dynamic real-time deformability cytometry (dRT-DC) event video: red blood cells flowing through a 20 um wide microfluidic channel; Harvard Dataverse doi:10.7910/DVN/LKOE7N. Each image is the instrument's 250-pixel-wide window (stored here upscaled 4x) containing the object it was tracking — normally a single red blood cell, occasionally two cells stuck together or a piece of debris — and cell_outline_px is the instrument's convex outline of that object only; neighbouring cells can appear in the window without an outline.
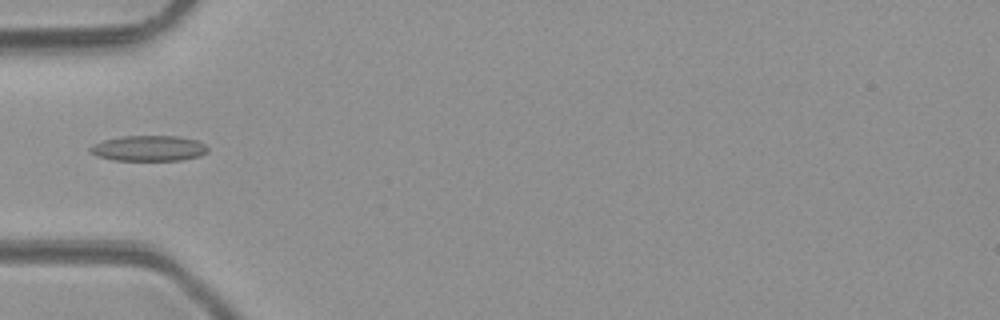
{"species": "common noctule bat (a hibernating species)", "species_latin": "Nyctalus noctula", "temperature_condition": "room temperature", "stored_images_in_passage": 2, "camera_frame_rate_fps": 3000, "um_per_image_px": 0.085, "animal": {"sex": "male", "body_mass_g": 23.1, "forearm_length_mm": 52.7}, "frame": {"image": 1, "passage_image": 2, "time_ms": 1.0, "image_size_px": [1000, 320], "cell_outline_px": [[208, 152], [200, 156], [180, 160], [112, 160], [96, 156], [88, 152], [88, 148], [92, 144], [104, 140], [124, 136], [176, 136], [196, 140], [204, 144], [208, 148]], "centroid_in_image_um": [12.6, 12.61], "position_along_channel_um": 72.4, "area_um2": 17.57}}